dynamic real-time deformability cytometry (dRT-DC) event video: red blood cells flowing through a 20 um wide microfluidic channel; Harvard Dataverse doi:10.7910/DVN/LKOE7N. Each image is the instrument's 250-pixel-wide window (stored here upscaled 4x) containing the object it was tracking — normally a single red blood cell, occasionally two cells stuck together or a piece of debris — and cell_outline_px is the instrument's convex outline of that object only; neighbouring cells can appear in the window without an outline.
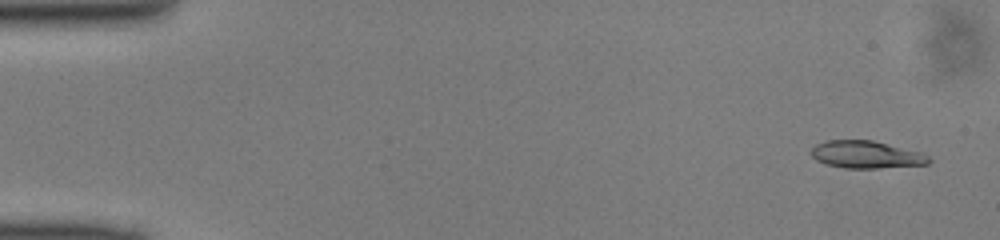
{"species": "common noctule bat (a hibernating species)", "species_latin": "Nyctalus noctula", "temperature_condition": "cold", "stored_images_in_passage": 49, "camera_frame_rate_fps": 3000, "um_per_image_px": 0.085, "animal": {"sex": "male", "body_mass_g": 13.0, "forearm_length_mm": 53.1}, "frame": {"image": 1, "passage_image": 3, "time_ms": 0.667, "image_size_px": [1000, 240], "cell_outline_px": [[932, 160], [928, 164], [876, 168], [844, 168], [824, 164], [816, 160], [812, 156], [812, 148], [816, 144], [828, 140], [872, 140], [924, 152]], "centroid_in_image_um": [73.66, 13.14], "position_along_channel_um": 11.3, "area_um2": 18.9}}
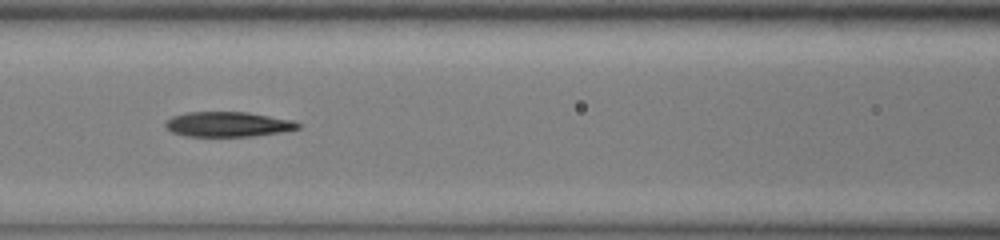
{"frame": {"image": 2, "passage_image": 22, "time_ms": 7.0, "image_size_px": [1000, 240], "cell_outline_px": [[300, 128], [280, 132], [252, 136], [188, 136], [172, 132], [164, 124], [172, 116], [188, 112], [248, 112], [292, 120], [300, 124]], "centroid_in_image_um": [19.38, 10.56], "position_along_channel_um": 147.2, "area_um2": 19.07}}
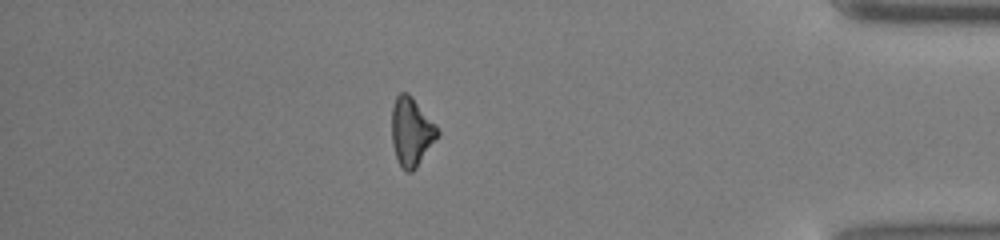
{"frame": {"image": 3, "passage_image": 43, "time_ms": 14.0, "image_size_px": [1000, 240], "cell_outline_px": [[440, 136], [416, 168], [412, 172], [408, 172], [400, 164], [396, 156], [392, 144], [392, 108], [396, 96], [400, 92], [408, 92], [412, 96], [436, 124], [440, 132]], "centroid_in_image_um": [35.0, 11.18], "position_along_channel_um": 400.2, "area_um2": 18.44}}